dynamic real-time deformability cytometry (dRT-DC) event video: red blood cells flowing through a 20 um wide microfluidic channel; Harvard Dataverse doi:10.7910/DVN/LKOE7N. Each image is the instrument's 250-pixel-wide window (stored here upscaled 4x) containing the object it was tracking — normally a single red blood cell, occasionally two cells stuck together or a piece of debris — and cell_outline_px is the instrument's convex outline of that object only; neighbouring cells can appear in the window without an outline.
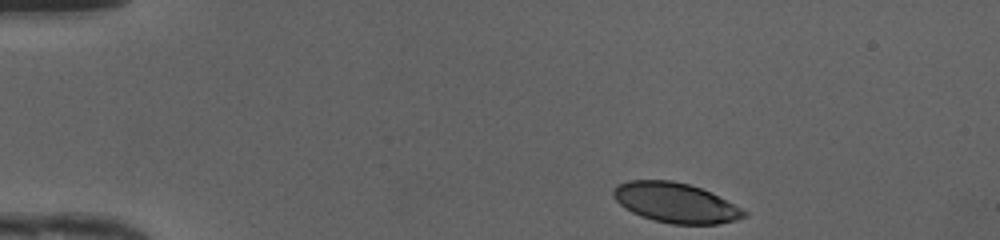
{"species": "human", "species_latin": "Homo sapiens", "temperature_condition": "cold", "stored_images_in_passage": 42, "camera_frame_rate_fps": 3000, "um_per_image_px": 0.085, "donor": {"sex": "female"}, "frame": {"image": 1, "passage_image": 1, "time_ms": 0.0, "image_size_px": [1000, 240], "cell_outline_px": [[748, 216], [736, 220], [716, 224], [672, 224], [652, 220], [640, 216], [624, 208], [612, 196], [612, 188], [616, 184], [628, 180], [672, 180], [688, 184], [700, 188], [748, 212]], "centroid_in_image_um": [57.35, 17.23], "position_along_channel_um": 27.7, "area_um2": 30.29}}
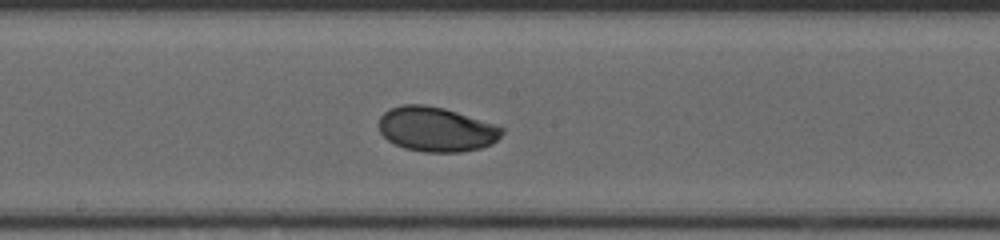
{"frame": {"image": 2, "passage_image": 20, "time_ms": 6.333, "image_size_px": [1000, 240], "cell_outline_px": [[504, 132], [492, 144], [480, 148], [460, 152], [424, 152], [404, 148], [388, 140], [380, 132], [380, 116], [388, 108], [404, 104], [424, 104], [444, 108], [500, 124], [504, 128]], "centroid_in_image_um": [37.13, 10.97], "position_along_channel_um": 211.1, "area_um2": 32.37}}
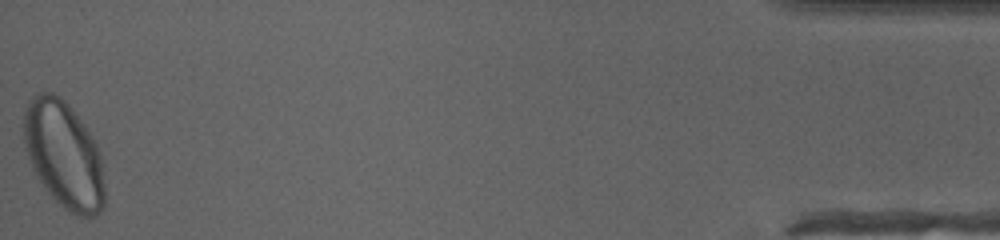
{"frame": {"image": 3, "passage_image": 42, "time_ms": 13.667, "image_size_px": [1000, 240], "cell_outline_px": [[104, 208], [96, 216], [76, 216], [68, 212], [48, 192], [36, 176], [32, 168], [24, 148], [24, 108], [28, 100], [36, 92], [52, 92], [60, 96], [68, 104], [84, 124], [96, 144], [100, 152], [104, 164]], "centroid_in_image_um": [5.43, 13.15], "position_along_channel_um": 429.8, "area_um2": 51.04}, "authors_computed_cell_mechanics": {"area_um2": 32.3391, "velocity_mm_per_s": 4.1908, "shape_relaxation_time_tau1_ms": 1.8774, "shape_relaxation_time_tau2_ms": 0.9316, "deformation_change_tau1": 0.0947, "deformation_change_tau2": 0.0363}}